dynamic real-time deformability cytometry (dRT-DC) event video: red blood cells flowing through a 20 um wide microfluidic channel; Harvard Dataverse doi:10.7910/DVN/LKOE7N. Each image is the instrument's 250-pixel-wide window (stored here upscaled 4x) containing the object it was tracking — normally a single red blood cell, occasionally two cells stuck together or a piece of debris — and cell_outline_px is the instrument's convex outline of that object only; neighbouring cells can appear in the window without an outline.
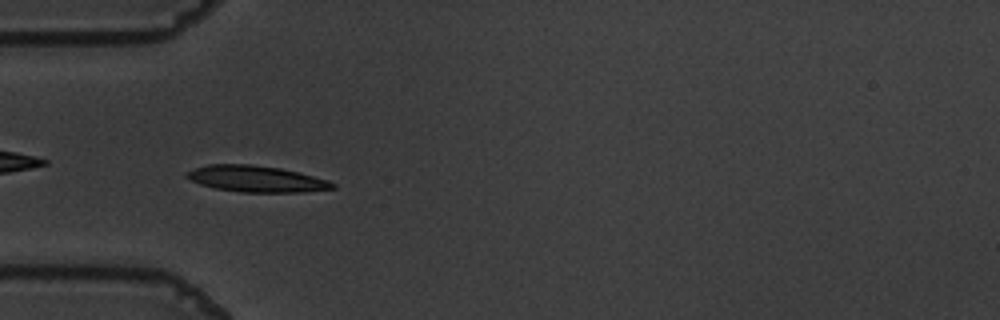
{"species": "common noctule bat (a hibernating species)", "species_latin": "Nyctalus noctula", "temperature_condition": "warm", "stored_images_in_passage": 41, "camera_frame_rate_fps": 3000, "um_per_image_px": 0.085, "animal": {"sex": "male", "body_mass_g": 19.5, "forearm_length_mm": 54.6}, "frame": {"image": 1, "passage_image": 3, "time_ms": 0.667, "image_size_px": [1000, 320], "cell_outline_px": [[336, 188], [304, 192], [240, 192], [216, 188], [200, 184], [184, 176], [184, 172], [208, 164], [252, 164], [280, 168], [328, 180], [336, 184]], "centroid_in_image_um": [21.77, 15.2], "position_along_channel_um": 63.2, "area_um2": 22.25}}
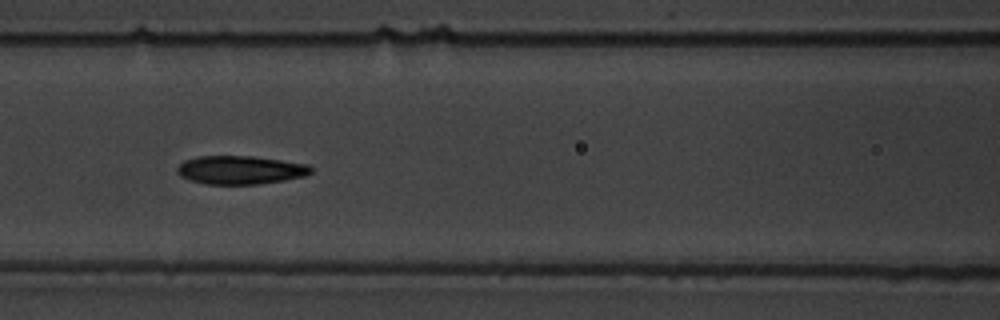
{"frame": {"image": 2, "passage_image": 10, "time_ms": 3.0, "image_size_px": [1000, 320], "cell_outline_px": [[312, 172], [304, 176], [284, 180], [260, 184], [204, 184], [188, 180], [180, 176], [176, 172], [176, 168], [184, 160], [196, 156], [252, 156], [308, 164], [312, 168]], "centroid_in_image_um": [20.38, 14.45], "position_along_channel_um": 146.2, "area_um2": 22.31}}
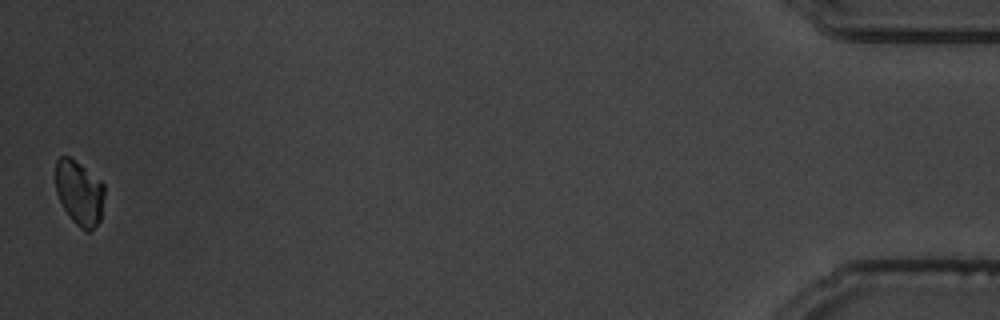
{"frame": {"image": 3, "passage_image": 41, "time_ms": 13.333, "image_size_px": [1000, 320], "cell_outline_px": [[104, 196], [100, 220], [92, 232], [84, 232], [72, 220], [64, 208], [56, 192], [56, 160], [60, 156], [68, 156], [80, 164], [100, 180], [104, 184]], "centroid_in_image_um": [6.76, 16.42], "position_along_channel_um": 428.4, "area_um2": 18.44}, "authors_computed_cell_mechanics": {"area_um2": 21.4438, "velocity_mm_per_s": 3.6148, "shape_relaxation_time_tau1_ms": 3.9518, "shape_relaxation_time_tau2_ms": 1.7923, "deformation_change_tau1": 0.177, "deformation_change_tau2": 0.0377}}